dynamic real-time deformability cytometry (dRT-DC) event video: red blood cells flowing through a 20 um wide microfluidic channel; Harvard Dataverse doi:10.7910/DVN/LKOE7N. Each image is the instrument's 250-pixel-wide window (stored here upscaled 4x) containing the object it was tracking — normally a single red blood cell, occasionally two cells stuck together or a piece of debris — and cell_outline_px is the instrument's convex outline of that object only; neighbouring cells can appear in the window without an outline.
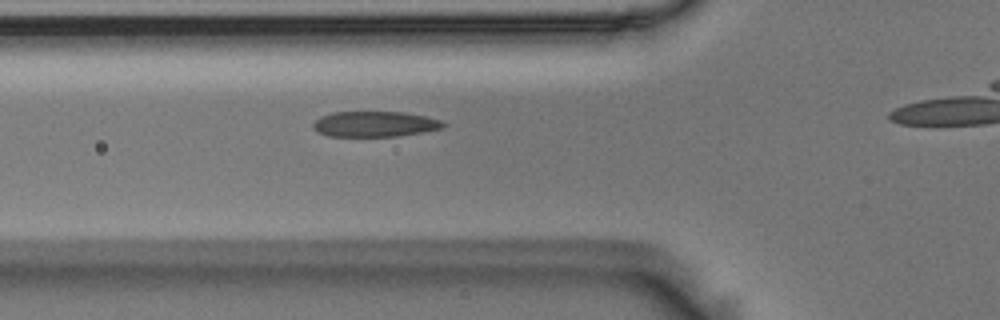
{"species": "Egyptian fruit bat (a non-hibernating species)", "species_latin": "Rousettus aegyptiacus", "temperature_condition": "room temperature", "stored_images_in_passage": 6, "camera_frame_rate_fps": 3000, "um_per_image_px": 0.085, "animal": {"sex": "male"}, "frame": {"image": 1, "passage_image": 3, "time_ms": 0.667, "image_size_px": [1000, 320], "cell_outline_px": [[448, 124], [444, 128], [424, 132], [396, 136], [328, 136], [316, 132], [312, 128], [312, 124], [320, 116], [332, 112], [404, 112], [428, 116], [444, 120]], "centroid_in_image_um": [31.9, 10.54], "position_along_channel_um": 93.9, "area_um2": 19.71}}
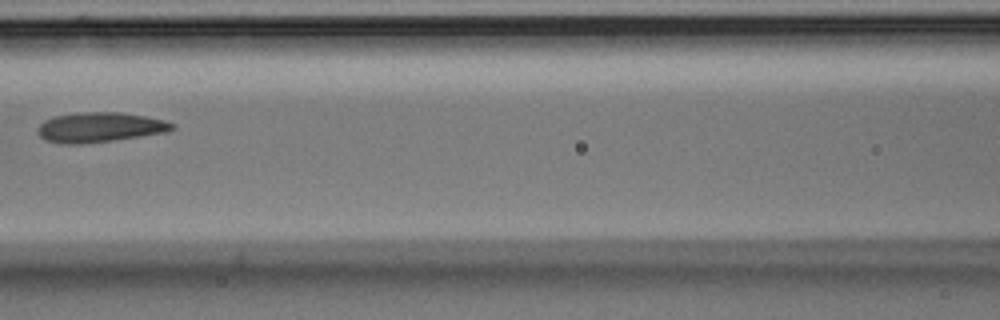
{"frame": {"image": 2, "passage_image": 5, "time_ms": 1.333, "image_size_px": [1000, 320], "cell_outline_px": [[176, 128], [164, 132], [140, 136], [112, 140], [80, 144], [60, 144], [44, 140], [36, 132], [36, 128], [44, 120], [52, 116], [76, 112], [116, 112], [144, 116], [164, 120], [176, 124]], "centroid_in_image_um": [8.41, 10.81], "position_along_channel_um": 158.2, "area_um2": 23.52}}
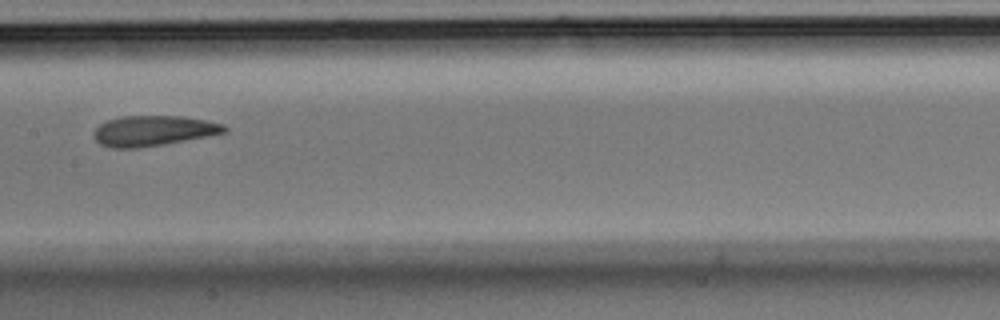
{"frame": {"image": 3, "passage_image": 6, "time_ms": 1.667, "image_size_px": [1000, 320], "cell_outline_px": [[228, 132], [208, 136], [164, 144], [140, 148], [108, 148], [100, 144], [92, 136], [96, 128], [100, 124], [108, 120], [120, 116], [180, 116], [204, 120], [224, 124], [228, 128]], "centroid_in_image_um": [13.02, 11.12], "position_along_channel_um": 194.4, "area_um2": 23.18}}